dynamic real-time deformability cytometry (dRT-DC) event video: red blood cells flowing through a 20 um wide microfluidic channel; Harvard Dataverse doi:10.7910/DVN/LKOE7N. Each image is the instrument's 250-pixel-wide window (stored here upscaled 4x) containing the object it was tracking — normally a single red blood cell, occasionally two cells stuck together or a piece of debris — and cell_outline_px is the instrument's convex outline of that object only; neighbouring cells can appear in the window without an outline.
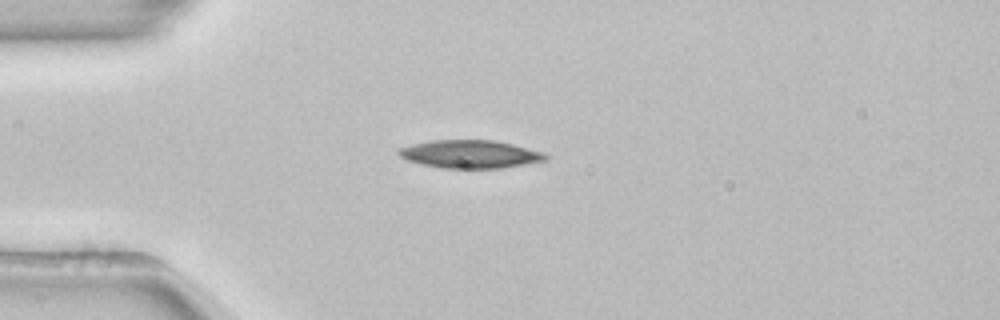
{"species": "common noctule bat (a hibernating species)", "species_latin": "Nyctalus noctula", "temperature_condition": "room temperature", "stored_images_in_passage": 40, "camera_frame_rate_fps": 3000, "um_per_image_px": 0.085, "animal": {"sex": "female", "body_mass_g": 22.7, "forearm_length_mm": 54.2}, "frame": {"image": 1, "passage_image": 1, "time_ms": 0.0, "image_size_px": [1000, 320], "cell_outline_px": [[548, 156], [544, 160], [500, 168], [440, 168], [408, 160], [400, 156], [396, 152], [396, 148], [412, 144], [432, 140], [496, 140], [544, 152]], "centroid_in_image_um": [39.91, 13.09], "position_along_channel_um": 45.1, "area_um2": 23.81}}
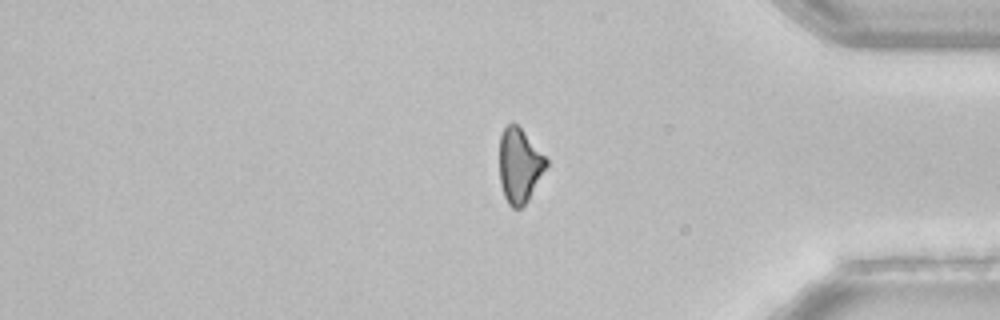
{"frame": {"image": 2, "passage_image": 31, "time_ms": 10.0, "image_size_px": [1000, 320], "cell_outline_px": [[548, 164], [528, 200], [520, 208], [512, 208], [508, 204], [504, 196], [500, 184], [500, 136], [504, 128], [512, 120], [520, 128], [548, 160]], "centroid_in_image_um": [44.14, 14.07], "position_along_channel_um": 391.1, "area_um2": 20.06}}
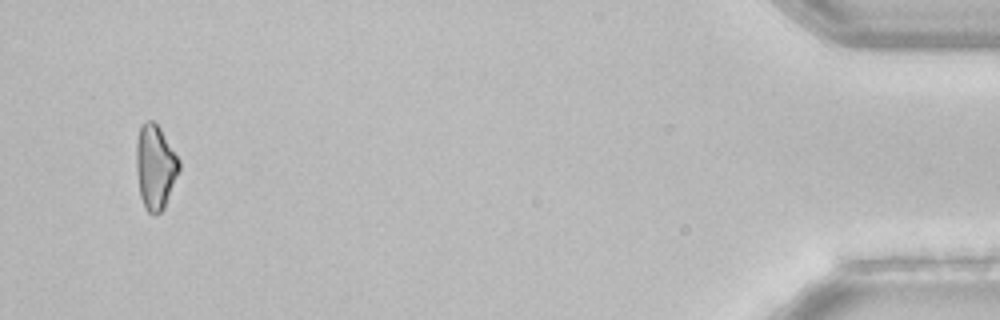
{"frame": {"image": 3, "passage_image": 38, "time_ms": 12.333, "image_size_px": [1000, 320], "cell_outline_px": [[180, 168], [164, 208], [156, 216], [152, 216], [144, 208], [140, 196], [136, 172], [136, 144], [140, 128], [148, 120], [152, 120], [160, 128], [180, 160]], "centroid_in_image_um": [13.19, 14.24], "position_along_channel_um": 422.0, "area_um2": 21.1}, "authors_computed_cell_mechanics": {"area_um2": 22.7443, "velocity_mm_per_s": 3.8938, "shape_relaxation_time_tau1_ms": 3.8161, "shape_relaxation_time_tau2_ms": null, "deformation_change_tau1": 0.1303, "deformation_change_tau2": null}}